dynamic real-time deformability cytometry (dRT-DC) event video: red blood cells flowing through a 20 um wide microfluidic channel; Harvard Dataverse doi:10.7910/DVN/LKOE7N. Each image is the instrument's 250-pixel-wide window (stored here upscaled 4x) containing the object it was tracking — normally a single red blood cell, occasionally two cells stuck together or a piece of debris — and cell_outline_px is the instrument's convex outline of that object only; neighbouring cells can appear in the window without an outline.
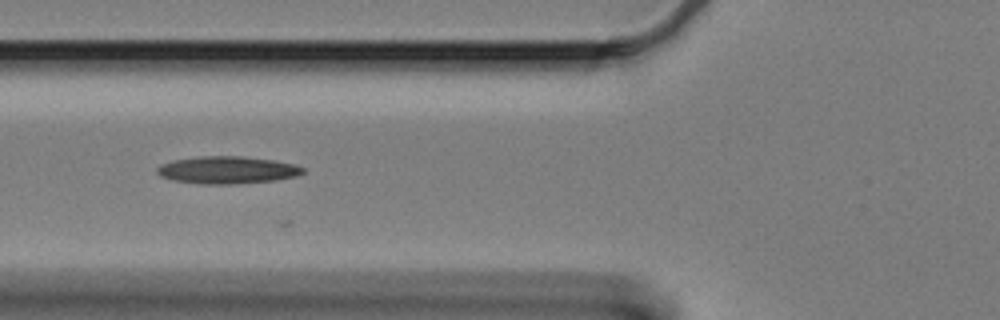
{"species": "Egyptian fruit bat (a non-hibernating species)", "species_latin": "Rousettus aegyptiacus", "temperature_condition": "cold", "stored_images_in_passage": 25, "camera_frame_rate_fps": 3000, "um_per_image_px": 0.085, "animal": {"sex": "female"}, "frame": {"image": 1, "passage_image": 10, "time_ms": 3.0, "image_size_px": [1000, 320], "cell_outline_px": [[304, 172], [296, 176], [276, 180], [232, 184], [200, 184], [172, 180], [160, 176], [156, 172], [156, 168], [160, 164], [172, 160], [200, 156], [244, 156], [272, 160], [292, 164], [304, 168]], "centroid_in_image_um": [19.26, 14.45], "position_along_channel_um": 106.5, "area_um2": 23.29}}
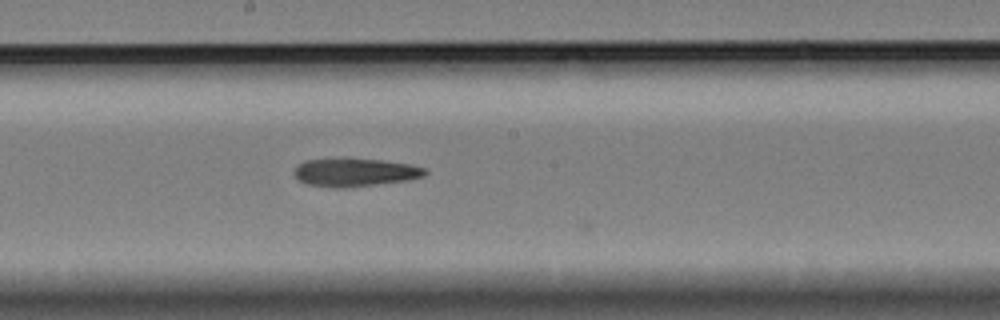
{"frame": {"image": 2, "passage_image": 20, "time_ms": 6.333, "image_size_px": [1000, 320], "cell_outline_px": [[428, 172], [424, 176], [408, 180], [344, 188], [336, 188], [308, 184], [300, 180], [292, 172], [304, 160], [344, 156], [380, 160], [408, 164], [424, 168]], "centroid_in_image_um": [30.13, 14.62], "position_along_channel_um": 218.1, "area_um2": 21.85}}
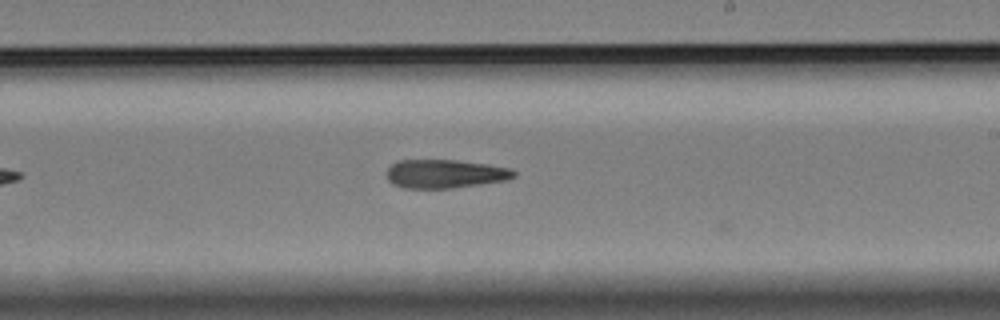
{"frame": {"image": 3, "passage_image": 23, "time_ms": 7.333, "image_size_px": [1000, 320], "cell_outline_px": [[516, 176], [504, 180], [480, 184], [452, 188], [404, 188], [392, 184], [388, 180], [388, 168], [396, 160], [456, 160], [484, 164], [508, 168], [516, 172]], "centroid_in_image_um": [37.78, 14.77], "position_along_channel_um": 251.2, "area_um2": 20.98}}